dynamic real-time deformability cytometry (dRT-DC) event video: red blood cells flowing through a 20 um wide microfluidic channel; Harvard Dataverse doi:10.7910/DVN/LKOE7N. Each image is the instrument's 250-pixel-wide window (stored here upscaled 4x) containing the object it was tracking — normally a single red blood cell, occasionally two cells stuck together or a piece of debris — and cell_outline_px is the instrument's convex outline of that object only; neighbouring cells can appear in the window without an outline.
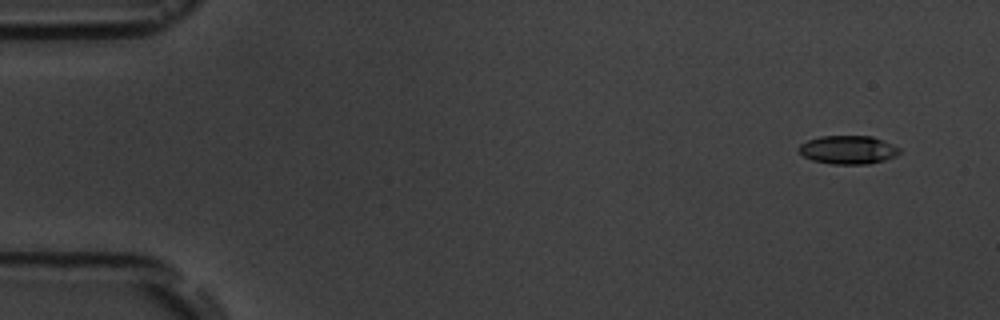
{"species": "common noctule bat (a hibernating species)", "species_latin": "Nyctalus noctula", "temperature_condition": "room temperature", "stored_images_in_passage": 5, "camera_frame_rate_fps": 3000, "um_per_image_px": 0.085, "animal": {"sex": "male", "body_mass_g": 19.5, "forearm_length_mm": 54.6}, "frame": {"image": 1, "passage_image": 1, "time_ms": 0.0, "image_size_px": [1000, 320], "cell_outline_px": [[900, 152], [896, 156], [884, 160], [868, 164], [832, 164], [812, 160], [804, 156], [796, 148], [800, 144], [808, 140], [820, 136], [872, 136], [892, 144], [900, 148]], "centroid_in_image_um": [72.07, 12.73], "position_along_channel_um": 12.9, "area_um2": 16.7}}
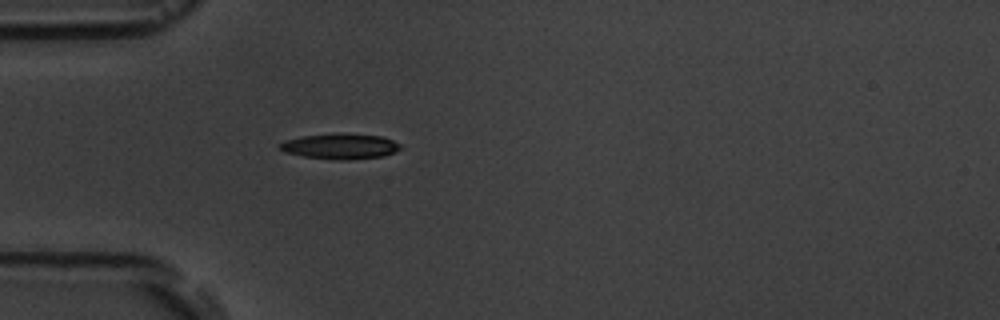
{"frame": {"image": 2, "passage_image": 5, "time_ms": 4.333, "image_size_px": [1000, 320], "cell_outline_px": [[404, 148], [396, 152], [384, 156], [348, 160], [340, 160], [304, 156], [284, 152], [280, 148], [280, 144], [288, 140], [304, 136], [332, 132], [344, 132], [380, 136], [392, 140], [400, 144]], "centroid_in_image_um": [29.0, 12.42], "position_along_channel_um": 56.0, "area_um2": 18.09}}